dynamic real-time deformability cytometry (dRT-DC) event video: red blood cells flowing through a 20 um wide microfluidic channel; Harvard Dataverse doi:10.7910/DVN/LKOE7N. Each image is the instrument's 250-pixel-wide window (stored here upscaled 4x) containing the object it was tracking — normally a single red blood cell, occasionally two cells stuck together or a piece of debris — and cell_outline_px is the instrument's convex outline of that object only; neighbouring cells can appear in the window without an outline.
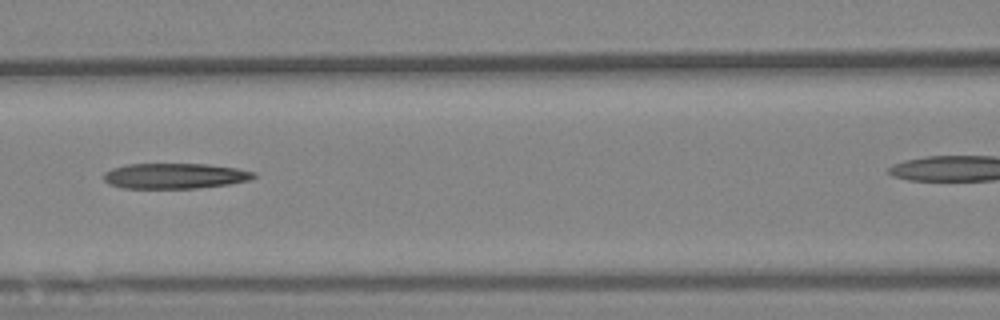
{"species": "Egyptian fruit bat (a non-hibernating species)", "species_latin": "Rousettus aegyptiacus", "temperature_condition": "warm", "stored_images_in_passage": 6, "camera_frame_rate_fps": 3000, "um_per_image_px": 0.085, "animal": {"sex": "female"}, "frame": {"image": 1, "passage_image": 5, "time_ms": 4.667, "image_size_px": [1000, 320], "cell_outline_px": [[256, 176], [252, 180], [228, 184], [196, 188], [120, 188], [108, 184], [104, 180], [104, 172], [112, 168], [124, 164], [208, 164], [236, 168], [256, 172]], "centroid_in_image_um": [14.85, 14.95], "position_along_channel_um": 151.7, "area_um2": 22.43}}